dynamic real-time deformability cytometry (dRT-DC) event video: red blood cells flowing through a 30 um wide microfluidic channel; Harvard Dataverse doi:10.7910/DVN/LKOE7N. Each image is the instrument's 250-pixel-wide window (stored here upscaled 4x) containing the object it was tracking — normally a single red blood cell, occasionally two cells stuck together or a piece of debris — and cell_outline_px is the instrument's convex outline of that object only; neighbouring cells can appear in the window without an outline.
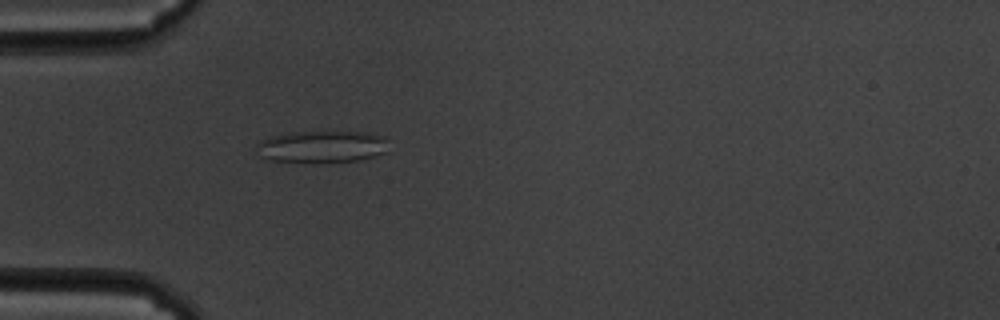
{"species": "common noctule bat (a hibernating species)", "species_latin": "Nyctalus noctula", "temperature_condition": "cold", "stored_images_in_passage": 44, "camera_frame_rate_fps": 3000, "um_per_image_px": 0.085, "animal": {"sex": "male", "body_mass_g": 19.5, "forearm_length_mm": 54.6}, "frame": {"image": 1, "passage_image": 2, "time_ms": 0.333, "image_size_px": [1000, 320], "cell_outline_px": [[388, 152], [360, 160], [328, 164], [304, 164], [268, 160], [256, 156], [260, 140], [272, 136], [292, 132], [368, 132], [384, 136], [388, 140]], "centroid_in_image_um": [27.37, 12.51], "position_along_channel_um": 57.6, "area_um2": 25.72}}
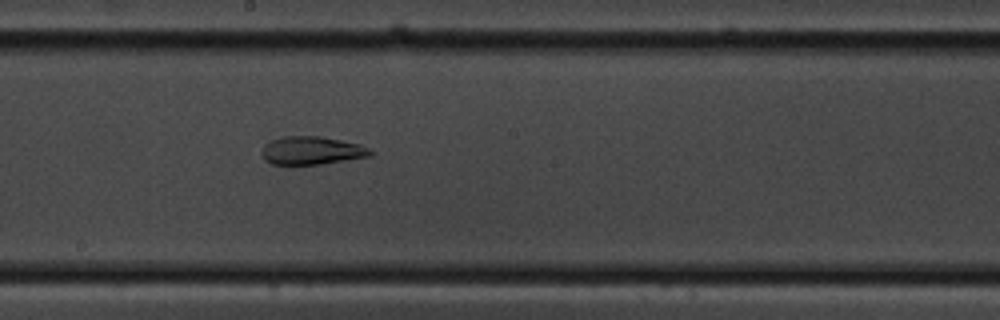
{"frame": {"image": 2, "passage_image": 17, "time_ms": 5.333, "image_size_px": [1000, 320], "cell_outline_px": [[372, 156], [320, 164], [272, 164], [264, 160], [260, 152], [264, 144], [268, 140], [280, 136], [320, 136], [360, 144], [368, 148], [372, 152]], "centroid_in_image_um": [26.43, 12.78], "position_along_channel_um": 221.8, "area_um2": 17.98}}
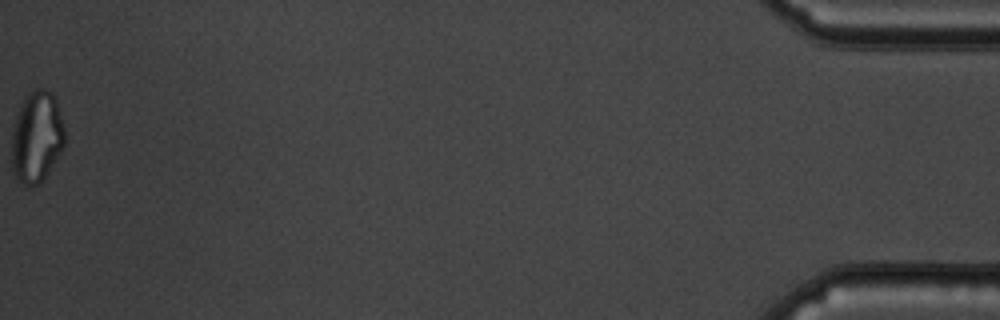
{"frame": {"image": 3, "passage_image": 44, "time_ms": 14.333, "image_size_px": [1000, 320], "cell_outline_px": [[64, 148], [44, 176], [36, 184], [24, 184], [12, 176], [12, 132], [16, 116], [28, 92], [36, 88], [48, 88], [52, 92], [56, 100], [64, 128]], "centroid_in_image_um": [3.11, 11.6], "position_along_channel_um": 432.1, "area_um2": 27.98}, "authors_computed_cell_mechanics": {"area_um2": 20.8369, "velocity_mm_per_s": 3.391, "shape_relaxation_time_tau1_ms": null, "shape_relaxation_time_tau2_ms": 2.6072, "deformation_change_tau1": null, "deformation_change_tau2": 0.1135}}